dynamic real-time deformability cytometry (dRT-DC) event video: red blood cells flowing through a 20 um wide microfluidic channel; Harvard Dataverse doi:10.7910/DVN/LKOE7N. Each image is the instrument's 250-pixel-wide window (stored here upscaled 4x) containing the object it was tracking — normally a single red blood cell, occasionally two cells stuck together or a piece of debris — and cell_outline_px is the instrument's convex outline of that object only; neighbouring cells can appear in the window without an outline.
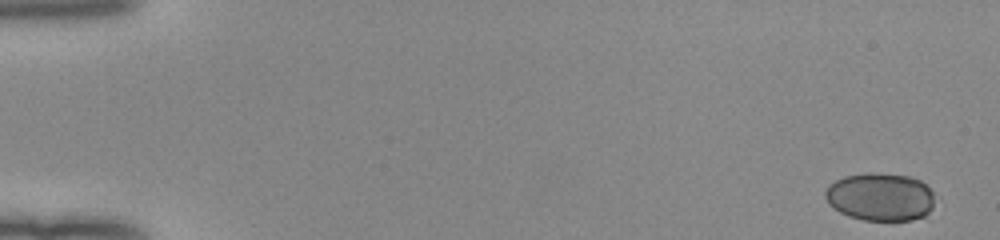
{"species": "human", "species_latin": "Homo sapiens", "temperature_condition": "room temperature", "stored_images_in_passage": 51, "camera_frame_rate_fps": 3000, "um_per_image_px": 0.085, "donor": {"sex": "female"}, "frame": {"image": 1, "passage_image": 1, "time_ms": 0.0, "image_size_px": [1000, 240], "cell_outline_px": [[940, 200], [924, 216], [912, 220], [864, 220], [848, 216], [840, 212], [828, 204], [824, 196], [824, 192], [828, 184], [844, 176], [912, 176], [920, 180], [940, 196]], "centroid_in_image_um": [74.9, 16.78], "position_along_channel_um": 10.1, "area_um2": 30.46}}
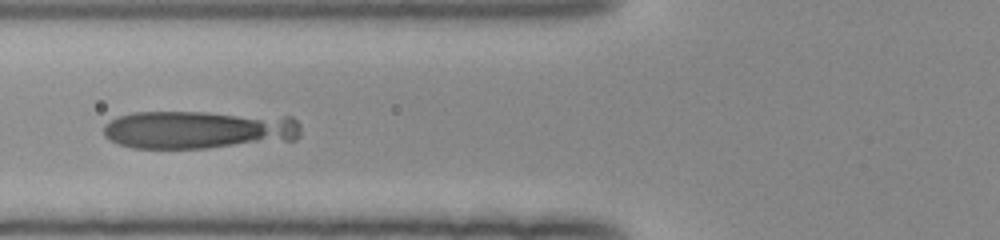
{"frame": {"image": 2, "passage_image": 21, "time_ms": 6.667, "image_size_px": [1000, 240], "cell_outline_px": [[300, 136], [296, 140], [208, 148], [132, 148], [116, 144], [108, 140], [104, 136], [104, 124], [116, 116], [132, 112], [204, 112], [292, 116], [300, 124]], "centroid_in_image_um": [16.88, 11.02], "position_along_channel_um": 108.9, "area_um2": 44.62}}
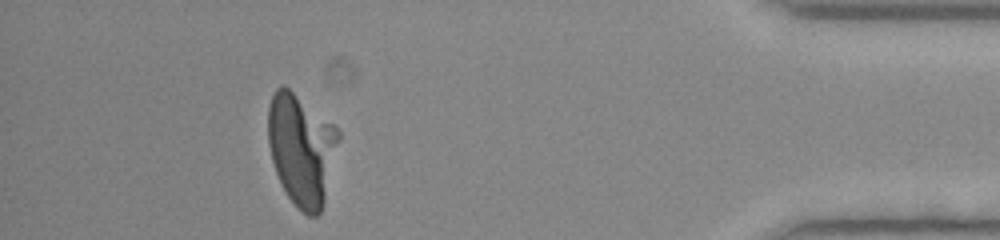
{"frame": {"image": 3, "passage_image": 47, "time_ms": 15.333, "image_size_px": [1000, 240], "cell_outline_px": [[340, 140], [324, 204], [320, 212], [316, 216], [308, 216], [296, 208], [280, 184], [272, 160], [268, 144], [268, 104], [276, 88], [280, 84], [284, 84], [332, 124], [340, 132]], "centroid_in_image_um": [25.62, 12.71], "position_along_channel_um": 409.6, "area_um2": 46.01}}